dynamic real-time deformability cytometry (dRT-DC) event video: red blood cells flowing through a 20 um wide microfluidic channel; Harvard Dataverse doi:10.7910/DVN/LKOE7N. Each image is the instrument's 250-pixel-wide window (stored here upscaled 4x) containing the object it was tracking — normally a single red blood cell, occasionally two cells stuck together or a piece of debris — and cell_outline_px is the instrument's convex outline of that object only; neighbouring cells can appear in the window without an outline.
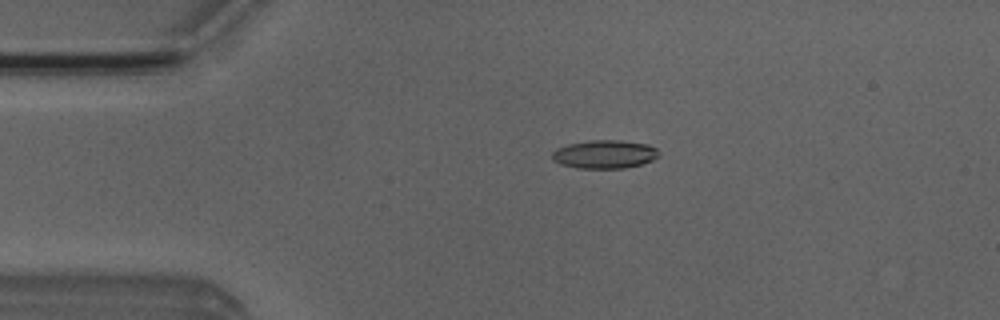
{"species": "Egyptian fruit bat (a non-hibernating species)", "species_latin": "Rousettus aegyptiacus", "temperature_condition": "room temperature", "stored_images_in_passage": 4, "camera_frame_rate_fps": 3000, "um_per_image_px": 0.085, "animal": {"sex": "male"}, "frame": {"image": 1, "passage_image": 4, "time_ms": 4.0, "image_size_px": [1000, 320], "cell_outline_px": [[660, 156], [652, 160], [640, 164], [624, 168], [576, 168], [560, 164], [552, 160], [552, 152], [556, 148], [568, 144], [592, 140], [620, 140], [648, 144], [656, 148], [660, 152]], "centroid_in_image_um": [51.39, 13.11], "position_along_channel_um": 33.6, "area_um2": 17.74}}